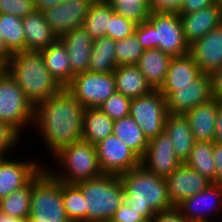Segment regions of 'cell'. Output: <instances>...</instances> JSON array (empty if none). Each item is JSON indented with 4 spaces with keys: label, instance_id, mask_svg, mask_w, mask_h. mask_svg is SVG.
I'll use <instances>...</instances> for the list:
<instances>
[{
    "label": "cell",
    "instance_id": "41",
    "mask_svg": "<svg viewBox=\"0 0 222 222\" xmlns=\"http://www.w3.org/2000/svg\"><path fill=\"white\" fill-rule=\"evenodd\" d=\"M34 0H0V13L24 18L34 12Z\"/></svg>",
    "mask_w": 222,
    "mask_h": 222
},
{
    "label": "cell",
    "instance_id": "55",
    "mask_svg": "<svg viewBox=\"0 0 222 222\" xmlns=\"http://www.w3.org/2000/svg\"><path fill=\"white\" fill-rule=\"evenodd\" d=\"M189 222H206V221H189ZM208 222H212V221H208Z\"/></svg>",
    "mask_w": 222,
    "mask_h": 222
},
{
    "label": "cell",
    "instance_id": "15",
    "mask_svg": "<svg viewBox=\"0 0 222 222\" xmlns=\"http://www.w3.org/2000/svg\"><path fill=\"white\" fill-rule=\"evenodd\" d=\"M168 197L176 207L183 200L205 190L212 182L200 173L181 163L167 178Z\"/></svg>",
    "mask_w": 222,
    "mask_h": 222
},
{
    "label": "cell",
    "instance_id": "28",
    "mask_svg": "<svg viewBox=\"0 0 222 222\" xmlns=\"http://www.w3.org/2000/svg\"><path fill=\"white\" fill-rule=\"evenodd\" d=\"M113 126L114 120L100 108H85L82 140L96 145L109 135H112Z\"/></svg>",
    "mask_w": 222,
    "mask_h": 222
},
{
    "label": "cell",
    "instance_id": "53",
    "mask_svg": "<svg viewBox=\"0 0 222 222\" xmlns=\"http://www.w3.org/2000/svg\"><path fill=\"white\" fill-rule=\"evenodd\" d=\"M4 70V65L0 62V73Z\"/></svg>",
    "mask_w": 222,
    "mask_h": 222
},
{
    "label": "cell",
    "instance_id": "26",
    "mask_svg": "<svg viewBox=\"0 0 222 222\" xmlns=\"http://www.w3.org/2000/svg\"><path fill=\"white\" fill-rule=\"evenodd\" d=\"M46 68L62 87H66L75 76L72 72L69 54L60 39L40 51Z\"/></svg>",
    "mask_w": 222,
    "mask_h": 222
},
{
    "label": "cell",
    "instance_id": "5",
    "mask_svg": "<svg viewBox=\"0 0 222 222\" xmlns=\"http://www.w3.org/2000/svg\"><path fill=\"white\" fill-rule=\"evenodd\" d=\"M76 185L83 193L86 222H109L123 203L124 188L117 175L102 174Z\"/></svg>",
    "mask_w": 222,
    "mask_h": 222
},
{
    "label": "cell",
    "instance_id": "19",
    "mask_svg": "<svg viewBox=\"0 0 222 222\" xmlns=\"http://www.w3.org/2000/svg\"><path fill=\"white\" fill-rule=\"evenodd\" d=\"M179 15L184 37L189 45L222 23V11L217 4L202 8L196 12Z\"/></svg>",
    "mask_w": 222,
    "mask_h": 222
},
{
    "label": "cell",
    "instance_id": "36",
    "mask_svg": "<svg viewBox=\"0 0 222 222\" xmlns=\"http://www.w3.org/2000/svg\"><path fill=\"white\" fill-rule=\"evenodd\" d=\"M115 12L137 25L151 14L149 0H106Z\"/></svg>",
    "mask_w": 222,
    "mask_h": 222
},
{
    "label": "cell",
    "instance_id": "18",
    "mask_svg": "<svg viewBox=\"0 0 222 222\" xmlns=\"http://www.w3.org/2000/svg\"><path fill=\"white\" fill-rule=\"evenodd\" d=\"M176 208L188 221H211L210 213L221 212L222 209V185L211 183L205 190L183 200Z\"/></svg>",
    "mask_w": 222,
    "mask_h": 222
},
{
    "label": "cell",
    "instance_id": "9",
    "mask_svg": "<svg viewBox=\"0 0 222 222\" xmlns=\"http://www.w3.org/2000/svg\"><path fill=\"white\" fill-rule=\"evenodd\" d=\"M129 115L137 122L148 140L164 132L165 119L168 115L165 97L159 89L148 94L132 98Z\"/></svg>",
    "mask_w": 222,
    "mask_h": 222
},
{
    "label": "cell",
    "instance_id": "30",
    "mask_svg": "<svg viewBox=\"0 0 222 222\" xmlns=\"http://www.w3.org/2000/svg\"><path fill=\"white\" fill-rule=\"evenodd\" d=\"M116 68L115 41L106 36L93 40L88 71L113 73Z\"/></svg>",
    "mask_w": 222,
    "mask_h": 222
},
{
    "label": "cell",
    "instance_id": "16",
    "mask_svg": "<svg viewBox=\"0 0 222 222\" xmlns=\"http://www.w3.org/2000/svg\"><path fill=\"white\" fill-rule=\"evenodd\" d=\"M34 161L0 159V200L27 185L44 168Z\"/></svg>",
    "mask_w": 222,
    "mask_h": 222
},
{
    "label": "cell",
    "instance_id": "45",
    "mask_svg": "<svg viewBox=\"0 0 222 222\" xmlns=\"http://www.w3.org/2000/svg\"><path fill=\"white\" fill-rule=\"evenodd\" d=\"M216 4V0H183L178 14L196 12L202 8Z\"/></svg>",
    "mask_w": 222,
    "mask_h": 222
},
{
    "label": "cell",
    "instance_id": "40",
    "mask_svg": "<svg viewBox=\"0 0 222 222\" xmlns=\"http://www.w3.org/2000/svg\"><path fill=\"white\" fill-rule=\"evenodd\" d=\"M20 134L11 124L0 121V159L9 157L6 153L18 144Z\"/></svg>",
    "mask_w": 222,
    "mask_h": 222
},
{
    "label": "cell",
    "instance_id": "11",
    "mask_svg": "<svg viewBox=\"0 0 222 222\" xmlns=\"http://www.w3.org/2000/svg\"><path fill=\"white\" fill-rule=\"evenodd\" d=\"M103 174L120 176L141 165V159L115 135L95 145Z\"/></svg>",
    "mask_w": 222,
    "mask_h": 222
},
{
    "label": "cell",
    "instance_id": "34",
    "mask_svg": "<svg viewBox=\"0 0 222 222\" xmlns=\"http://www.w3.org/2000/svg\"><path fill=\"white\" fill-rule=\"evenodd\" d=\"M31 181L24 187L14 191L0 200V210L15 218L30 217Z\"/></svg>",
    "mask_w": 222,
    "mask_h": 222
},
{
    "label": "cell",
    "instance_id": "32",
    "mask_svg": "<svg viewBox=\"0 0 222 222\" xmlns=\"http://www.w3.org/2000/svg\"><path fill=\"white\" fill-rule=\"evenodd\" d=\"M214 142L196 141L192 148L187 164L191 169L206 177L212 183L215 181V162L213 158Z\"/></svg>",
    "mask_w": 222,
    "mask_h": 222
},
{
    "label": "cell",
    "instance_id": "2",
    "mask_svg": "<svg viewBox=\"0 0 222 222\" xmlns=\"http://www.w3.org/2000/svg\"><path fill=\"white\" fill-rule=\"evenodd\" d=\"M119 177L124 188L123 202L146 220L173 208L166 178L147 171L142 165Z\"/></svg>",
    "mask_w": 222,
    "mask_h": 222
},
{
    "label": "cell",
    "instance_id": "31",
    "mask_svg": "<svg viewBox=\"0 0 222 222\" xmlns=\"http://www.w3.org/2000/svg\"><path fill=\"white\" fill-rule=\"evenodd\" d=\"M113 11L106 0H96L92 4L84 19L83 28L93 40L105 37L110 24V14Z\"/></svg>",
    "mask_w": 222,
    "mask_h": 222
},
{
    "label": "cell",
    "instance_id": "38",
    "mask_svg": "<svg viewBox=\"0 0 222 222\" xmlns=\"http://www.w3.org/2000/svg\"><path fill=\"white\" fill-rule=\"evenodd\" d=\"M130 102L131 98L115 92L98 108L112 120H118L129 115Z\"/></svg>",
    "mask_w": 222,
    "mask_h": 222
},
{
    "label": "cell",
    "instance_id": "51",
    "mask_svg": "<svg viewBox=\"0 0 222 222\" xmlns=\"http://www.w3.org/2000/svg\"><path fill=\"white\" fill-rule=\"evenodd\" d=\"M0 222H26L25 219L15 218L10 215L5 214L0 210Z\"/></svg>",
    "mask_w": 222,
    "mask_h": 222
},
{
    "label": "cell",
    "instance_id": "39",
    "mask_svg": "<svg viewBox=\"0 0 222 222\" xmlns=\"http://www.w3.org/2000/svg\"><path fill=\"white\" fill-rule=\"evenodd\" d=\"M136 26L137 24L133 21L128 20L113 11L110 14V24L105 36L113 39L114 41L122 40L133 35L135 33Z\"/></svg>",
    "mask_w": 222,
    "mask_h": 222
},
{
    "label": "cell",
    "instance_id": "46",
    "mask_svg": "<svg viewBox=\"0 0 222 222\" xmlns=\"http://www.w3.org/2000/svg\"><path fill=\"white\" fill-rule=\"evenodd\" d=\"M213 158L215 162V181L213 183L222 185V145L221 144L214 142Z\"/></svg>",
    "mask_w": 222,
    "mask_h": 222
},
{
    "label": "cell",
    "instance_id": "49",
    "mask_svg": "<svg viewBox=\"0 0 222 222\" xmlns=\"http://www.w3.org/2000/svg\"><path fill=\"white\" fill-rule=\"evenodd\" d=\"M63 0H34L35 9L43 11L60 4Z\"/></svg>",
    "mask_w": 222,
    "mask_h": 222
},
{
    "label": "cell",
    "instance_id": "43",
    "mask_svg": "<svg viewBox=\"0 0 222 222\" xmlns=\"http://www.w3.org/2000/svg\"><path fill=\"white\" fill-rule=\"evenodd\" d=\"M183 0H149L151 12L178 13Z\"/></svg>",
    "mask_w": 222,
    "mask_h": 222
},
{
    "label": "cell",
    "instance_id": "20",
    "mask_svg": "<svg viewBox=\"0 0 222 222\" xmlns=\"http://www.w3.org/2000/svg\"><path fill=\"white\" fill-rule=\"evenodd\" d=\"M217 112L218 99L213 97L184 114L196 141L214 142Z\"/></svg>",
    "mask_w": 222,
    "mask_h": 222
},
{
    "label": "cell",
    "instance_id": "47",
    "mask_svg": "<svg viewBox=\"0 0 222 222\" xmlns=\"http://www.w3.org/2000/svg\"><path fill=\"white\" fill-rule=\"evenodd\" d=\"M212 78V94L222 102V67L211 74Z\"/></svg>",
    "mask_w": 222,
    "mask_h": 222
},
{
    "label": "cell",
    "instance_id": "21",
    "mask_svg": "<svg viewBox=\"0 0 222 222\" xmlns=\"http://www.w3.org/2000/svg\"><path fill=\"white\" fill-rule=\"evenodd\" d=\"M25 33V51L40 52L50 44L56 42L58 37L44 19L42 11L34 12L22 18Z\"/></svg>",
    "mask_w": 222,
    "mask_h": 222
},
{
    "label": "cell",
    "instance_id": "7",
    "mask_svg": "<svg viewBox=\"0 0 222 222\" xmlns=\"http://www.w3.org/2000/svg\"><path fill=\"white\" fill-rule=\"evenodd\" d=\"M53 156L64 170L48 171L63 183L76 184L103 174L95 145L85 140L61 148Z\"/></svg>",
    "mask_w": 222,
    "mask_h": 222
},
{
    "label": "cell",
    "instance_id": "48",
    "mask_svg": "<svg viewBox=\"0 0 222 222\" xmlns=\"http://www.w3.org/2000/svg\"><path fill=\"white\" fill-rule=\"evenodd\" d=\"M214 142L222 145V102L219 100Z\"/></svg>",
    "mask_w": 222,
    "mask_h": 222
},
{
    "label": "cell",
    "instance_id": "35",
    "mask_svg": "<svg viewBox=\"0 0 222 222\" xmlns=\"http://www.w3.org/2000/svg\"><path fill=\"white\" fill-rule=\"evenodd\" d=\"M62 199L71 222H86V208L81 189L76 184L62 182Z\"/></svg>",
    "mask_w": 222,
    "mask_h": 222
},
{
    "label": "cell",
    "instance_id": "27",
    "mask_svg": "<svg viewBox=\"0 0 222 222\" xmlns=\"http://www.w3.org/2000/svg\"><path fill=\"white\" fill-rule=\"evenodd\" d=\"M113 75L116 92L131 99L141 97L153 90L136 65L117 66Z\"/></svg>",
    "mask_w": 222,
    "mask_h": 222
},
{
    "label": "cell",
    "instance_id": "13",
    "mask_svg": "<svg viewBox=\"0 0 222 222\" xmlns=\"http://www.w3.org/2000/svg\"><path fill=\"white\" fill-rule=\"evenodd\" d=\"M213 98L212 78L210 74L201 73L189 85L176 87V91L166 98L168 113L185 114Z\"/></svg>",
    "mask_w": 222,
    "mask_h": 222
},
{
    "label": "cell",
    "instance_id": "23",
    "mask_svg": "<svg viewBox=\"0 0 222 222\" xmlns=\"http://www.w3.org/2000/svg\"><path fill=\"white\" fill-rule=\"evenodd\" d=\"M200 74V69L190 54L173 57L159 91L166 98L170 93L176 91V87L189 85Z\"/></svg>",
    "mask_w": 222,
    "mask_h": 222
},
{
    "label": "cell",
    "instance_id": "24",
    "mask_svg": "<svg viewBox=\"0 0 222 222\" xmlns=\"http://www.w3.org/2000/svg\"><path fill=\"white\" fill-rule=\"evenodd\" d=\"M164 132L172 141L176 157L180 162L185 163L196 142L186 116L168 113L165 119Z\"/></svg>",
    "mask_w": 222,
    "mask_h": 222
},
{
    "label": "cell",
    "instance_id": "33",
    "mask_svg": "<svg viewBox=\"0 0 222 222\" xmlns=\"http://www.w3.org/2000/svg\"><path fill=\"white\" fill-rule=\"evenodd\" d=\"M0 34L12 54L25 51V33L21 17L0 13Z\"/></svg>",
    "mask_w": 222,
    "mask_h": 222
},
{
    "label": "cell",
    "instance_id": "25",
    "mask_svg": "<svg viewBox=\"0 0 222 222\" xmlns=\"http://www.w3.org/2000/svg\"><path fill=\"white\" fill-rule=\"evenodd\" d=\"M172 56L158 48L146 49L136 66L153 89H159L165 80Z\"/></svg>",
    "mask_w": 222,
    "mask_h": 222
},
{
    "label": "cell",
    "instance_id": "12",
    "mask_svg": "<svg viewBox=\"0 0 222 222\" xmlns=\"http://www.w3.org/2000/svg\"><path fill=\"white\" fill-rule=\"evenodd\" d=\"M96 0H63L42 11L44 19L60 39L73 29L83 26L84 19Z\"/></svg>",
    "mask_w": 222,
    "mask_h": 222
},
{
    "label": "cell",
    "instance_id": "1",
    "mask_svg": "<svg viewBox=\"0 0 222 222\" xmlns=\"http://www.w3.org/2000/svg\"><path fill=\"white\" fill-rule=\"evenodd\" d=\"M85 107L63 87L57 94L39 102L34 110V127L52 155L82 140Z\"/></svg>",
    "mask_w": 222,
    "mask_h": 222
},
{
    "label": "cell",
    "instance_id": "17",
    "mask_svg": "<svg viewBox=\"0 0 222 222\" xmlns=\"http://www.w3.org/2000/svg\"><path fill=\"white\" fill-rule=\"evenodd\" d=\"M189 54L201 73L212 74L222 67V23L189 46Z\"/></svg>",
    "mask_w": 222,
    "mask_h": 222
},
{
    "label": "cell",
    "instance_id": "3",
    "mask_svg": "<svg viewBox=\"0 0 222 222\" xmlns=\"http://www.w3.org/2000/svg\"><path fill=\"white\" fill-rule=\"evenodd\" d=\"M4 69L34 107L63 88L46 68L40 52H16L4 65Z\"/></svg>",
    "mask_w": 222,
    "mask_h": 222
},
{
    "label": "cell",
    "instance_id": "4",
    "mask_svg": "<svg viewBox=\"0 0 222 222\" xmlns=\"http://www.w3.org/2000/svg\"><path fill=\"white\" fill-rule=\"evenodd\" d=\"M144 50L158 48L172 57L189 54L180 15L169 12H151L148 19L135 28L134 33Z\"/></svg>",
    "mask_w": 222,
    "mask_h": 222
},
{
    "label": "cell",
    "instance_id": "42",
    "mask_svg": "<svg viewBox=\"0 0 222 222\" xmlns=\"http://www.w3.org/2000/svg\"><path fill=\"white\" fill-rule=\"evenodd\" d=\"M146 220L143 216L126 205L124 202L115 211L109 222H140Z\"/></svg>",
    "mask_w": 222,
    "mask_h": 222
},
{
    "label": "cell",
    "instance_id": "29",
    "mask_svg": "<svg viewBox=\"0 0 222 222\" xmlns=\"http://www.w3.org/2000/svg\"><path fill=\"white\" fill-rule=\"evenodd\" d=\"M112 134L122 140L128 148L142 159L148 147L149 140L130 115L114 120Z\"/></svg>",
    "mask_w": 222,
    "mask_h": 222
},
{
    "label": "cell",
    "instance_id": "37",
    "mask_svg": "<svg viewBox=\"0 0 222 222\" xmlns=\"http://www.w3.org/2000/svg\"><path fill=\"white\" fill-rule=\"evenodd\" d=\"M144 49L135 34L115 41V60L117 66L136 65Z\"/></svg>",
    "mask_w": 222,
    "mask_h": 222
},
{
    "label": "cell",
    "instance_id": "52",
    "mask_svg": "<svg viewBox=\"0 0 222 222\" xmlns=\"http://www.w3.org/2000/svg\"><path fill=\"white\" fill-rule=\"evenodd\" d=\"M216 4L221 8L222 11V0H216Z\"/></svg>",
    "mask_w": 222,
    "mask_h": 222
},
{
    "label": "cell",
    "instance_id": "44",
    "mask_svg": "<svg viewBox=\"0 0 222 222\" xmlns=\"http://www.w3.org/2000/svg\"><path fill=\"white\" fill-rule=\"evenodd\" d=\"M152 222H189L176 208L156 213Z\"/></svg>",
    "mask_w": 222,
    "mask_h": 222
},
{
    "label": "cell",
    "instance_id": "6",
    "mask_svg": "<svg viewBox=\"0 0 222 222\" xmlns=\"http://www.w3.org/2000/svg\"><path fill=\"white\" fill-rule=\"evenodd\" d=\"M26 222H71L62 199V181L45 166L31 180L30 217Z\"/></svg>",
    "mask_w": 222,
    "mask_h": 222
},
{
    "label": "cell",
    "instance_id": "22",
    "mask_svg": "<svg viewBox=\"0 0 222 222\" xmlns=\"http://www.w3.org/2000/svg\"><path fill=\"white\" fill-rule=\"evenodd\" d=\"M60 40L69 54L72 72L77 75L88 71L93 39L83 26L66 33Z\"/></svg>",
    "mask_w": 222,
    "mask_h": 222
},
{
    "label": "cell",
    "instance_id": "14",
    "mask_svg": "<svg viewBox=\"0 0 222 222\" xmlns=\"http://www.w3.org/2000/svg\"><path fill=\"white\" fill-rule=\"evenodd\" d=\"M176 157L172 141L166 132H162L149 140L141 165L157 176L167 178L181 164Z\"/></svg>",
    "mask_w": 222,
    "mask_h": 222
},
{
    "label": "cell",
    "instance_id": "50",
    "mask_svg": "<svg viewBox=\"0 0 222 222\" xmlns=\"http://www.w3.org/2000/svg\"><path fill=\"white\" fill-rule=\"evenodd\" d=\"M12 56V53L7 49L2 35L0 34V62L5 65L10 57Z\"/></svg>",
    "mask_w": 222,
    "mask_h": 222
},
{
    "label": "cell",
    "instance_id": "54",
    "mask_svg": "<svg viewBox=\"0 0 222 222\" xmlns=\"http://www.w3.org/2000/svg\"><path fill=\"white\" fill-rule=\"evenodd\" d=\"M140 222H152V219L144 220V221H140Z\"/></svg>",
    "mask_w": 222,
    "mask_h": 222
},
{
    "label": "cell",
    "instance_id": "8",
    "mask_svg": "<svg viewBox=\"0 0 222 222\" xmlns=\"http://www.w3.org/2000/svg\"><path fill=\"white\" fill-rule=\"evenodd\" d=\"M34 110V105L4 69L0 73V121L11 124L21 133L24 126L34 123Z\"/></svg>",
    "mask_w": 222,
    "mask_h": 222
},
{
    "label": "cell",
    "instance_id": "10",
    "mask_svg": "<svg viewBox=\"0 0 222 222\" xmlns=\"http://www.w3.org/2000/svg\"><path fill=\"white\" fill-rule=\"evenodd\" d=\"M66 88L85 108H98L116 92L113 73L90 71L75 75Z\"/></svg>",
    "mask_w": 222,
    "mask_h": 222
}]
</instances>
